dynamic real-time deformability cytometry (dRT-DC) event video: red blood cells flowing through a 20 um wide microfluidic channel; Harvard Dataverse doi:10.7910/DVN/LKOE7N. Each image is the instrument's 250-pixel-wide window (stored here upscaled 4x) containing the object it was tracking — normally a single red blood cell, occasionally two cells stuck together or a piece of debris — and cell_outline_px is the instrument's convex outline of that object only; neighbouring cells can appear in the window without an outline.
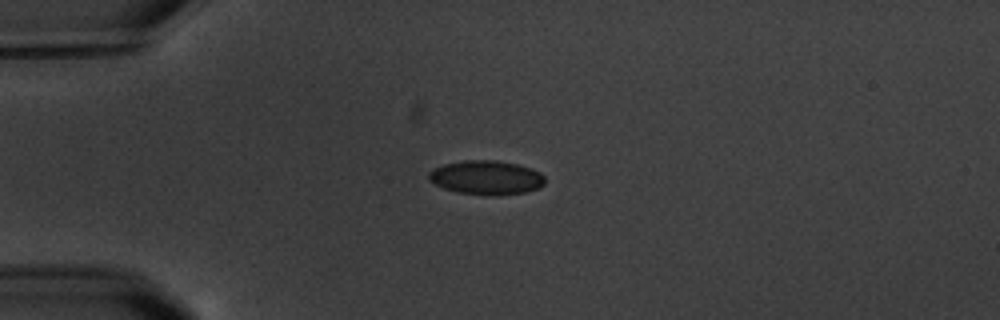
{"species": "common noctule bat (a hibernating species)", "species_latin": "Nyctalus noctula", "temperature_condition": "warm", "stored_images_in_passage": 5, "camera_frame_rate_fps": 3000, "um_per_image_px": 0.085, "animal": {"sex": "male", "body_mass_g": 20.1, "forearm_length_mm": 53.5}, "frame": {"image": 1, "passage_image": 4, "time_ms": 3.667, "image_size_px": [1000, 320], "cell_outline_px": [[544, 184], [540, 188], [524, 192], [496, 196], [460, 192], [444, 188], [428, 180], [428, 172], [444, 164], [464, 160], [492, 160], [516, 164], [532, 168], [540, 172], [544, 176]], "centroid_in_image_um": [41.36, 15.09], "position_along_channel_um": 43.6, "area_um2": 22.95}}